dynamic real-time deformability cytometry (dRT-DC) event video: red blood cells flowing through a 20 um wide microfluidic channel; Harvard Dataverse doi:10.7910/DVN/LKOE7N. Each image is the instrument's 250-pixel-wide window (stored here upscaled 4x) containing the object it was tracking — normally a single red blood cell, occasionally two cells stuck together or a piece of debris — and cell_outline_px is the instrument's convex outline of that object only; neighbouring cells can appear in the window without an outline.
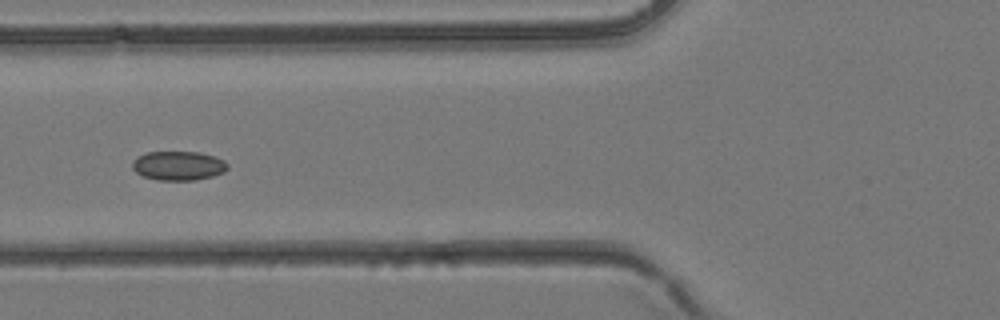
{"species": "common noctule bat (a hibernating species)", "species_latin": "Nyctalus noctula", "temperature_condition": "room temperature", "stored_images_in_passage": 4, "camera_frame_rate_fps": 3000, "um_per_image_px": 0.085, "animal": {"sex": "female", "body_mass_g": 24.6, "forearm_length_mm": 56.2}, "frame": {"image": 1, "passage_image": 4, "time_ms": 1.0, "image_size_px": [1000, 320], "cell_outline_px": [[228, 168], [224, 172], [212, 176], [196, 180], [160, 180], [144, 176], [136, 172], [132, 168], [132, 160], [136, 156], [148, 152], [200, 152], [224, 160], [228, 164]], "centroid_in_image_um": [15.15, 14.08], "position_along_channel_um": 110.6, "area_um2": 16.18}}